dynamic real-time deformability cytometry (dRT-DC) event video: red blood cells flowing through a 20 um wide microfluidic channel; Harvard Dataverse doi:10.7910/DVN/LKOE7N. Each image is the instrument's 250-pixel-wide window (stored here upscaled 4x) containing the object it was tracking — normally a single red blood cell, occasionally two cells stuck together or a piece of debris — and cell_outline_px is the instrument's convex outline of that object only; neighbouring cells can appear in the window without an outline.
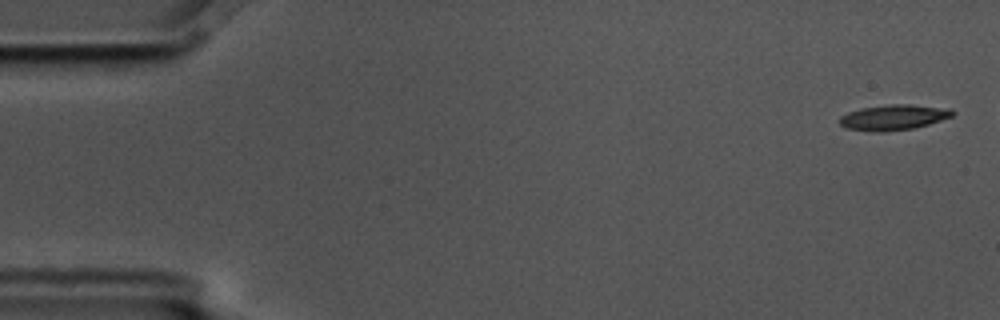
{"species": "common noctule bat (a hibernating species)", "species_latin": "Nyctalus noctula", "temperature_condition": "cold", "stored_images_in_passage": 5, "camera_frame_rate_fps": 3000, "um_per_image_px": 0.085, "animal": {"sex": "male", "body_mass_g": 17.5, "forearm_length_mm": 52.3}, "frame": {"image": 1, "passage_image": 1, "time_ms": 0.0, "image_size_px": [1000, 320], "cell_outline_px": [[956, 112], [952, 116], [928, 124], [912, 128], [884, 132], [872, 132], [848, 128], [840, 124], [840, 116], [848, 112], [864, 108], [892, 104], [908, 104], [952, 108]], "centroid_in_image_um": [75.99, 9.97], "position_along_channel_um": 9.0, "area_um2": 16.59}}